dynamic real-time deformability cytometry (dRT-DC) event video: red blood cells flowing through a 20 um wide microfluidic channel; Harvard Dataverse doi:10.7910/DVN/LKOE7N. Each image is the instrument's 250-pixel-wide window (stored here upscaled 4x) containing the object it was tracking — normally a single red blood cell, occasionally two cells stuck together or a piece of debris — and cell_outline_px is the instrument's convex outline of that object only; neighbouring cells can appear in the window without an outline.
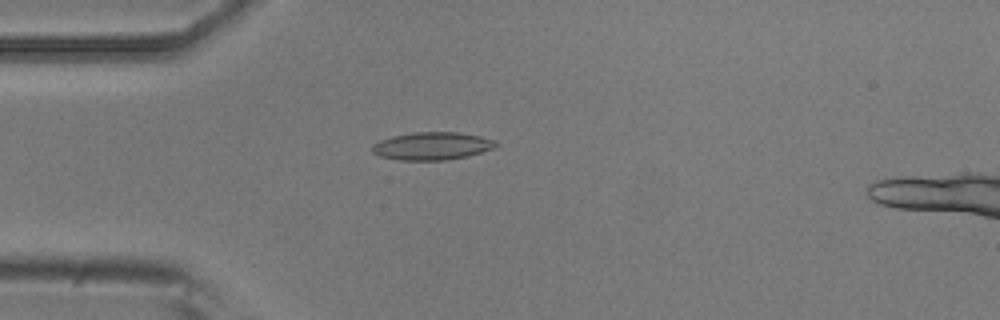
{"species": "common noctule bat (a hibernating species)", "species_latin": "Nyctalus noctula", "temperature_condition": "room temperature", "stored_images_in_passage": 4, "camera_frame_rate_fps": 3000, "um_per_image_px": 0.085, "animal": {"sex": "male", "body_mass_g": 20.5, "forearm_length_mm": 52.5}, "frame": {"image": 1, "passage_image": 4, "time_ms": 1.0, "image_size_px": [1000, 320], "cell_outline_px": [[500, 144], [492, 148], [468, 156], [448, 160], [400, 160], [380, 156], [372, 152], [372, 144], [380, 140], [392, 136], [416, 132], [460, 132], [480, 136], [496, 140]], "centroid_in_image_um": [36.74, 12.41], "position_along_channel_um": 48.3, "area_um2": 20.06}}